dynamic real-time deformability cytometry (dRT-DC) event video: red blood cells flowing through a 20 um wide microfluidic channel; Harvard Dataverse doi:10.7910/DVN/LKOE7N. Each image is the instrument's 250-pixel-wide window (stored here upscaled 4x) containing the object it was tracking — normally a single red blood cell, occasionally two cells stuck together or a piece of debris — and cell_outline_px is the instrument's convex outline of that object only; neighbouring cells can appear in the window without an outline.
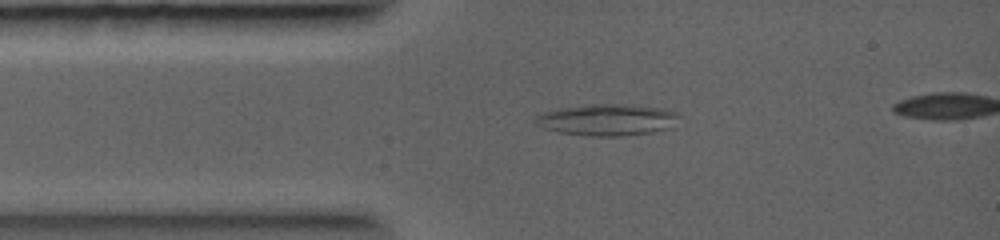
{"species": "common noctule bat (a hibernating species)", "species_latin": "Nyctalus noctula", "temperature_condition": "warm", "stored_images_in_passage": 7, "camera_frame_rate_fps": 5000, "um_per_image_px": 0.085, "animal": {"sex": "female", "body_mass_g": 19.0, "forearm_length_mm": 56.7}, "frame": {"image": 1, "passage_image": 3, "time_ms": 1.6, "image_size_px": [1000, 240], "cell_outline_px": [[680, 116], [672, 128], [652, 132], [620, 136], [588, 136], [560, 132], [544, 128], [532, 124], [532, 120], [536, 112], [556, 108], [596, 104], [632, 104], [664, 108], [680, 112]], "centroid_in_image_um": [51.57, 10.17], "position_along_channel_um": 33.4, "area_um2": 27.17}}